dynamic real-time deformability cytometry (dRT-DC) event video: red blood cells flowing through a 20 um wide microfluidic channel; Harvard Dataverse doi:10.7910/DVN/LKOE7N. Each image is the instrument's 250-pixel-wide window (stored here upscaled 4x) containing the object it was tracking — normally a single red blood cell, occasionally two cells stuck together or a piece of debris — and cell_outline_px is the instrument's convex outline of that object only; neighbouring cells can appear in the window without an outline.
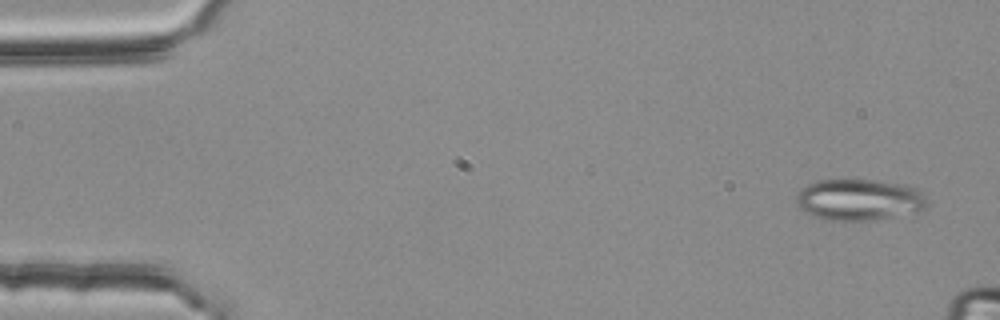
{"species": "common noctule bat (a hibernating species)", "species_latin": "Nyctalus noctula", "temperature_condition": "room temperature", "stored_images_in_passage": 15, "camera_frame_rate_fps": 3000, "um_per_image_px": 0.085, "animal": {"sex": "female", "body_mass_g": 25.1}, "frame": {"image": 1, "passage_image": 3, "time_ms": 0.667, "image_size_px": [1000, 320], "cell_outline_px": [[928, 208], [920, 212], [868, 220], [824, 220], [800, 208], [796, 204], [796, 196], [808, 184], [816, 180], [876, 180], [904, 184], [916, 188], [924, 196], [928, 204]], "centroid_in_image_um": [73.08, 16.97], "position_along_channel_um": 11.9, "area_um2": 31.44}}